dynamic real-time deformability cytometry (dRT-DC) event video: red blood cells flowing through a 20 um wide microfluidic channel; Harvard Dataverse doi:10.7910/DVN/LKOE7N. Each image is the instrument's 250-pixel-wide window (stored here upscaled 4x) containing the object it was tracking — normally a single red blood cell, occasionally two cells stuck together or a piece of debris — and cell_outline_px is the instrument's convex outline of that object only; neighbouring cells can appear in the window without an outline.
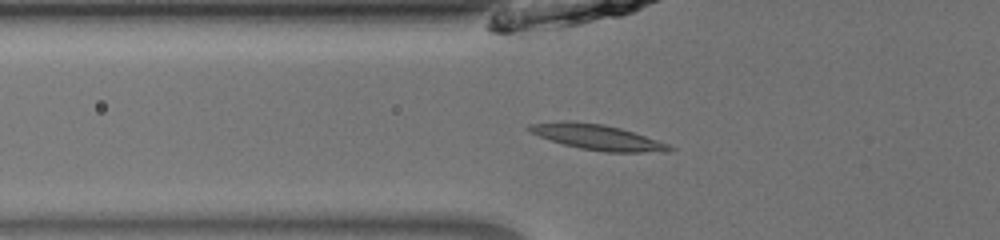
{"species": "common noctule bat (a hibernating species)", "species_latin": "Nyctalus noctula", "temperature_condition": "room temperature", "stored_images_in_passage": 51, "camera_frame_rate_fps": 3000, "um_per_image_px": 0.085, "animal": {"sex": "male", "body_mass_g": 13.0, "forearm_length_mm": 53.1}, "frame": {"image": 1, "passage_image": 19, "time_ms": 6.0, "image_size_px": [1000, 240], "cell_outline_px": [[676, 148], [668, 152], [604, 152], [580, 148], [564, 144], [540, 136], [524, 128], [528, 124], [572, 120], [604, 124], [620, 128], [668, 144]], "centroid_in_image_um": [50.78, 11.65], "position_along_channel_um": 75.0, "area_um2": 20.58}}
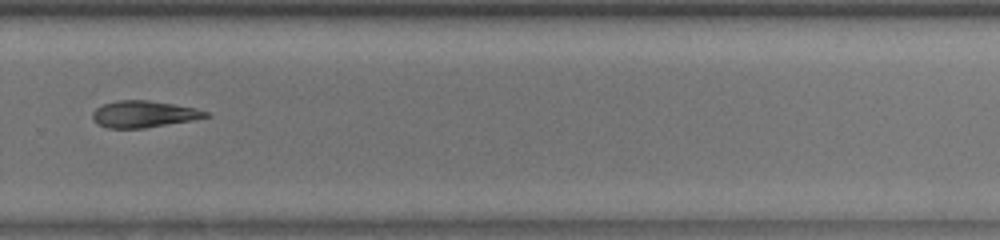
{"frame": {"image": 2, "passage_image": 37, "time_ms": 12.0, "image_size_px": [1000, 240], "cell_outline_px": [[208, 116], [196, 120], [144, 128], [108, 128], [100, 124], [92, 116], [92, 112], [96, 108], [104, 104], [120, 100], [148, 100], [196, 108], [208, 112]], "centroid_in_image_um": [12.25, 9.7], "position_along_channel_um": 317.5, "area_um2": 17.4}}
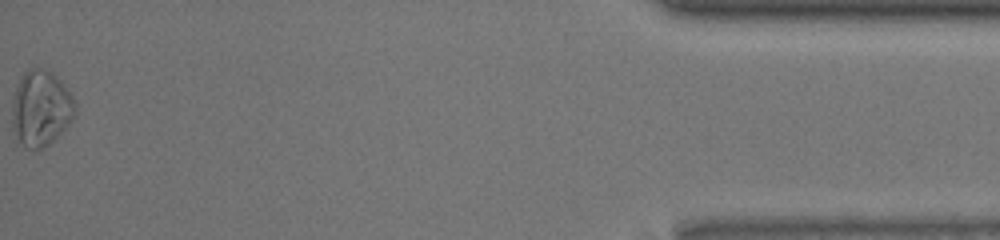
{"frame": {"image": 3, "passage_image": 51, "time_ms": 16.667, "image_size_px": [1000, 240], "cell_outline_px": [[76, 116], [44, 148], [28, 148], [20, 140], [12, 128], [12, 100], [16, 88], [24, 72], [28, 68], [44, 68], [52, 72], [60, 80], [72, 96], [76, 104]], "centroid_in_image_um": [3.48, 9.17], "position_along_channel_um": 431.7, "area_um2": 27.51}, "authors_computed_cell_mechanics": {"area_um2": 19.4208, "velocity_mm_per_s": 4.0296, "shape_relaxation_time_tau1_ms": 2.6819, "shape_relaxation_time_tau2_ms": null, "deformation_change_tau1": 0.1113, "deformation_change_tau2": null}}